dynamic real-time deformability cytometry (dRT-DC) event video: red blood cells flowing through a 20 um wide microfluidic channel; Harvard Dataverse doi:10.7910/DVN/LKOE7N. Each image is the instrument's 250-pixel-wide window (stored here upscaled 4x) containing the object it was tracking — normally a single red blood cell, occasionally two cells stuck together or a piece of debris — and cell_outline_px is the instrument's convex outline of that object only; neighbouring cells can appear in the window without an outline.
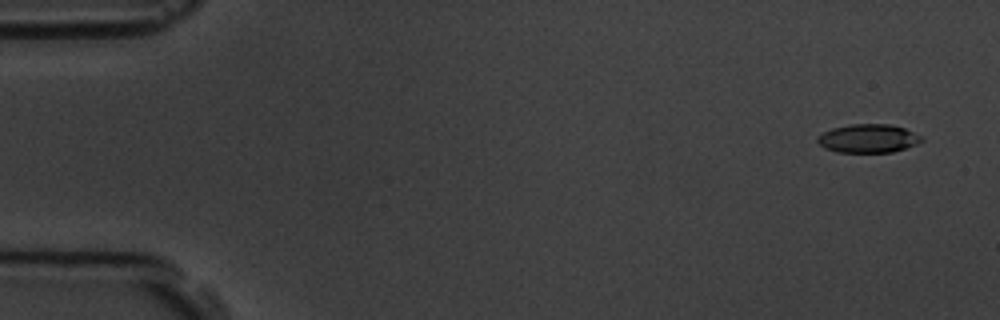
{"species": "common noctule bat (a hibernating species)", "species_latin": "Nyctalus noctula", "temperature_condition": "room temperature", "stored_images_in_passage": 5, "camera_frame_rate_fps": 3000, "um_per_image_px": 0.085, "animal": {"sex": "male", "body_mass_g": 19.5, "forearm_length_mm": 54.6}, "frame": {"image": 1, "passage_image": 1, "time_ms": 0.0, "image_size_px": [1000, 320], "cell_outline_px": [[924, 140], [916, 144], [892, 152], [836, 152], [824, 148], [816, 140], [816, 136], [832, 128], [852, 124], [888, 124], [904, 128], [920, 136]], "centroid_in_image_um": [73.75, 11.77], "position_along_channel_um": 11.2, "area_um2": 17.17}}
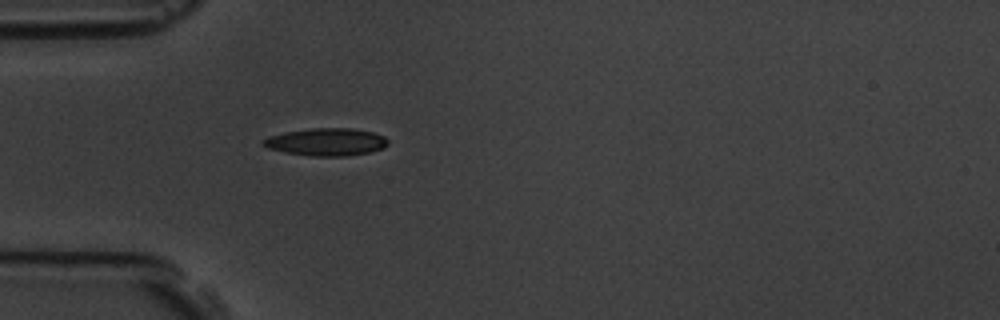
{"frame": {"image": 2, "passage_image": 5, "time_ms": 4.667, "image_size_px": [1000, 320], "cell_outline_px": [[388, 144], [384, 148], [368, 152], [348, 156], [312, 156], [284, 152], [268, 148], [260, 144], [260, 140], [268, 136], [284, 132], [312, 128], [352, 128], [372, 132], [384, 136], [388, 140]], "centroid_in_image_um": [27.7, 12.06], "position_along_channel_um": 57.3, "area_um2": 20.17}}